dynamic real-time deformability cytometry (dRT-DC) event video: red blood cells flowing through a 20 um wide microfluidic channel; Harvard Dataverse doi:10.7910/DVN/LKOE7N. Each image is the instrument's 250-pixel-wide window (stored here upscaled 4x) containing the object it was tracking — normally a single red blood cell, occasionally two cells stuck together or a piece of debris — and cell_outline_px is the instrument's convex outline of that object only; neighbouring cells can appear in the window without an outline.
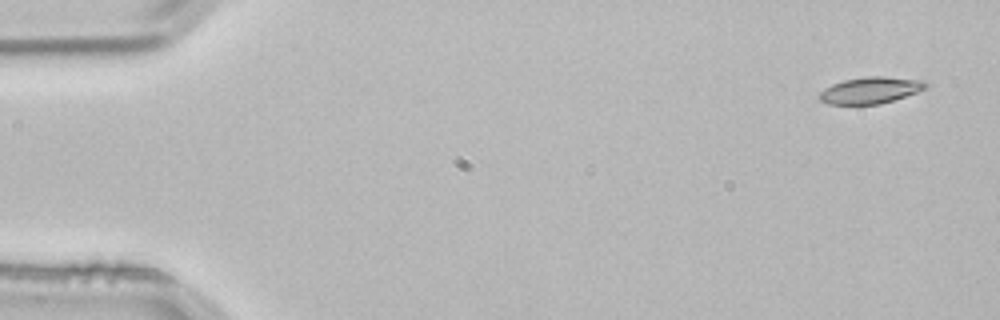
{"species": "common noctule bat (a hibernating species)", "species_latin": "Nyctalus noctula", "temperature_condition": "room temperature", "stored_images_in_passage": 4, "camera_frame_rate_fps": 3000, "um_per_image_px": 0.085, "animal": {"sex": "male", "body_mass_g": 21.5, "forearm_length_mm": 52.0}, "frame": {"image": 1, "passage_image": 1, "time_ms": 0.0, "image_size_px": [1000, 320], "cell_outline_px": [[928, 88], [880, 104], [828, 104], [820, 100], [816, 96], [824, 88], [832, 84], [844, 80], [868, 76], [884, 76], [924, 80], [928, 84]], "centroid_in_image_um": [73.97, 7.66], "position_along_channel_um": 11.0, "area_um2": 16.47}}
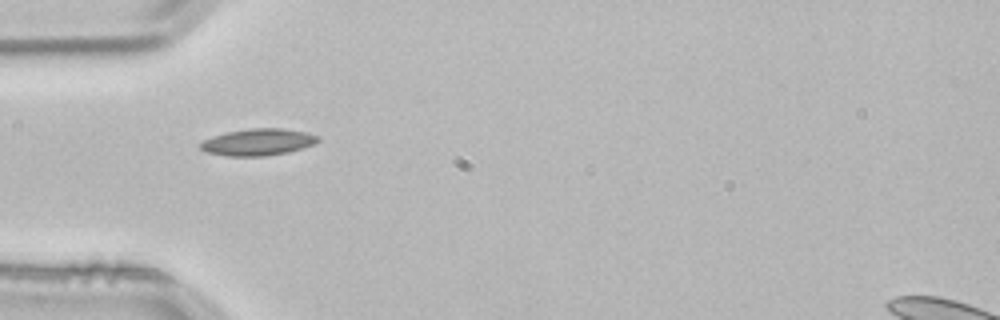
{"frame": {"image": 2, "passage_image": 4, "time_ms": 1.0, "image_size_px": [1000, 320], "cell_outline_px": [[320, 140], [316, 144], [304, 148], [288, 152], [264, 156], [228, 156], [208, 152], [200, 148], [200, 144], [204, 140], [212, 136], [228, 132], [252, 128], [284, 128], [308, 132], [320, 136]], "centroid_in_image_um": [22.01, 12.07], "position_along_channel_um": 63.0, "area_um2": 18.44}}